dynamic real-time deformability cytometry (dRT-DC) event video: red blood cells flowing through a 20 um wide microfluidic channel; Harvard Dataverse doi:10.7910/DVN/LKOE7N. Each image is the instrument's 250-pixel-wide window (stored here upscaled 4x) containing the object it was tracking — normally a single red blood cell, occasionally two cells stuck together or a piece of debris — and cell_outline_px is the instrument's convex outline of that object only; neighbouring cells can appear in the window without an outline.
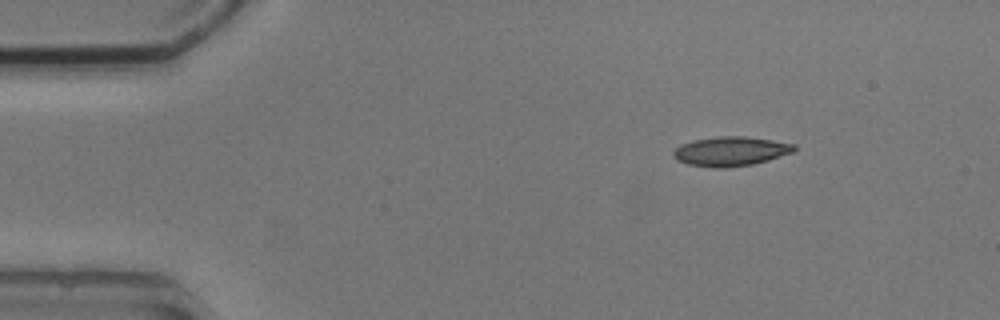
{"species": "common noctule bat (a hibernating species)", "species_latin": "Nyctalus noctula", "temperature_condition": "cold", "stored_images_in_passage": 4, "camera_frame_rate_fps": 3000, "um_per_image_px": 0.085, "animal": {"sex": "male", "body_mass_g": 20.5, "forearm_length_mm": 52.5}, "frame": {"image": 1, "passage_image": 1, "time_ms": 0.0, "image_size_px": [1000, 320], "cell_outline_px": [[796, 148], [792, 152], [768, 160], [752, 164], [724, 168], [712, 168], [688, 164], [676, 160], [672, 156], [672, 152], [680, 144], [692, 140], [720, 136], [744, 136], [796, 144]], "centroid_in_image_um": [62.05, 12.86], "position_along_channel_um": 22.9, "area_um2": 20.69}}
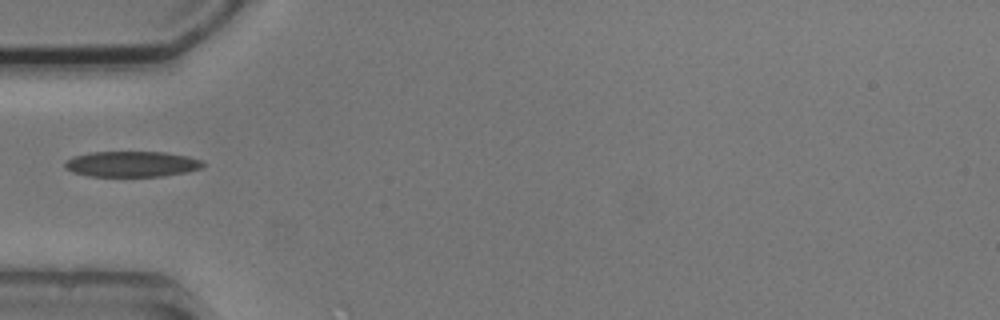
{"frame": {"image": 2, "passage_image": 3, "time_ms": 3.333, "image_size_px": [1000, 320], "cell_outline_px": [[204, 164], [200, 168], [188, 172], [160, 176], [88, 176], [72, 172], [64, 168], [64, 164], [72, 156], [88, 152], [164, 152], [188, 156], [204, 160]], "centroid_in_image_um": [11.19, 13.94], "position_along_channel_um": 73.8, "area_um2": 20.75}}